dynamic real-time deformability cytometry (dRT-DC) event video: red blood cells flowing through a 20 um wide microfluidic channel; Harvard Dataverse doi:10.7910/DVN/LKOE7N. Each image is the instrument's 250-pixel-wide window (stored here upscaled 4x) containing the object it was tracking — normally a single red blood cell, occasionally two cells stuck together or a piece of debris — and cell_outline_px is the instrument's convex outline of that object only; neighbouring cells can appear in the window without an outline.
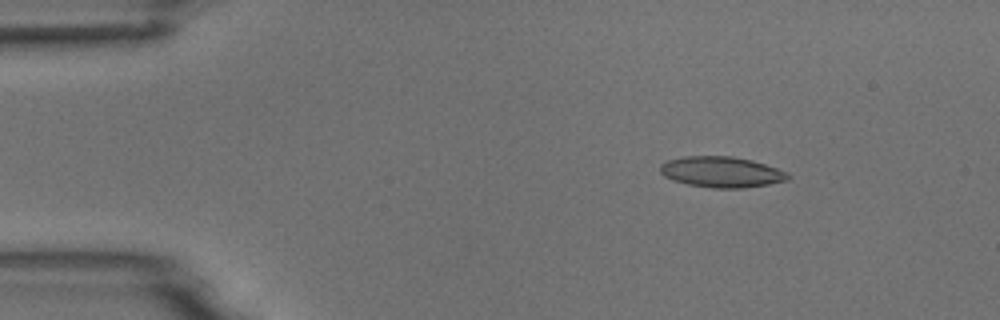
{"species": "common noctule bat (a hibernating species)", "species_latin": "Nyctalus noctula", "temperature_condition": "room temperature", "stored_images_in_passage": 6, "camera_frame_rate_fps": 3000, "um_per_image_px": 0.085, "animal": {"sex": "male", "body_mass_g": 18.8}, "frame": {"image": 1, "passage_image": 2, "time_ms": 1.0, "image_size_px": [1000, 320], "cell_outline_px": [[788, 180], [768, 184], [744, 188], [712, 188], [688, 184], [672, 180], [664, 176], [660, 172], [660, 164], [668, 160], [684, 156], [732, 156], [752, 160], [788, 172]], "centroid_in_image_um": [61.3, 14.62], "position_along_channel_um": 23.7, "area_um2": 22.89}}
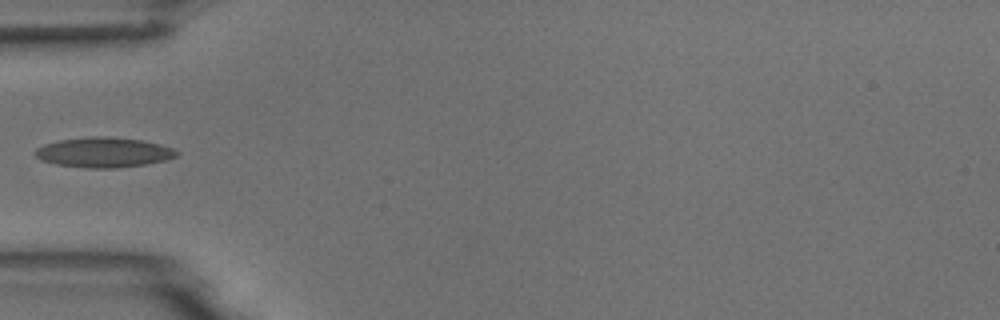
{"frame": {"image": 2, "passage_image": 5, "time_ms": 4.333, "image_size_px": [1000, 320], "cell_outline_px": [[180, 152], [176, 156], [168, 160], [144, 164], [116, 168], [88, 168], [56, 164], [40, 160], [32, 152], [36, 148], [44, 144], [60, 140], [92, 136], [104, 136], [140, 140], [160, 144], [172, 148]], "centroid_in_image_um": [8.8, 12.95], "position_along_channel_um": 76.2, "area_um2": 24.74}}